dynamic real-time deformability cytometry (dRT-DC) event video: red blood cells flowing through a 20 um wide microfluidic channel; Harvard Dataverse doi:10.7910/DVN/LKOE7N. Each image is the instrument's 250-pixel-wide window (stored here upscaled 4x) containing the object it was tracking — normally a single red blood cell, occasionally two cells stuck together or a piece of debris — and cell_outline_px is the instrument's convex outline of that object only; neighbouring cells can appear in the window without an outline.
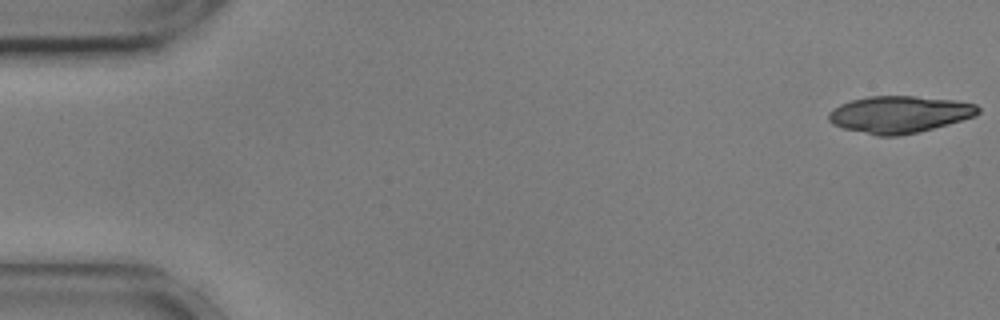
{"species": "common noctule bat (a hibernating species)", "species_latin": "Nyctalus noctula", "temperature_condition": "cold", "stored_images_in_passage": 54, "camera_frame_rate_fps": 3000, "um_per_image_px": 0.085, "animal": {"sex": "male", "body_mass_g": 17.9, "forearm_length_mm": 54.2}, "frame": {"image": 1, "passage_image": 1, "time_ms": 0.0, "image_size_px": [1000, 320], "cell_outline_px": [[980, 112], [976, 116], [948, 124], [900, 136], [876, 136], [844, 128], [832, 124], [828, 120], [828, 112], [840, 104], [852, 100], [868, 96], [916, 96], [956, 100], [976, 104], [980, 108]], "centroid_in_image_um": [76.45, 9.72], "position_along_channel_um": 8.5, "area_um2": 32.25}}